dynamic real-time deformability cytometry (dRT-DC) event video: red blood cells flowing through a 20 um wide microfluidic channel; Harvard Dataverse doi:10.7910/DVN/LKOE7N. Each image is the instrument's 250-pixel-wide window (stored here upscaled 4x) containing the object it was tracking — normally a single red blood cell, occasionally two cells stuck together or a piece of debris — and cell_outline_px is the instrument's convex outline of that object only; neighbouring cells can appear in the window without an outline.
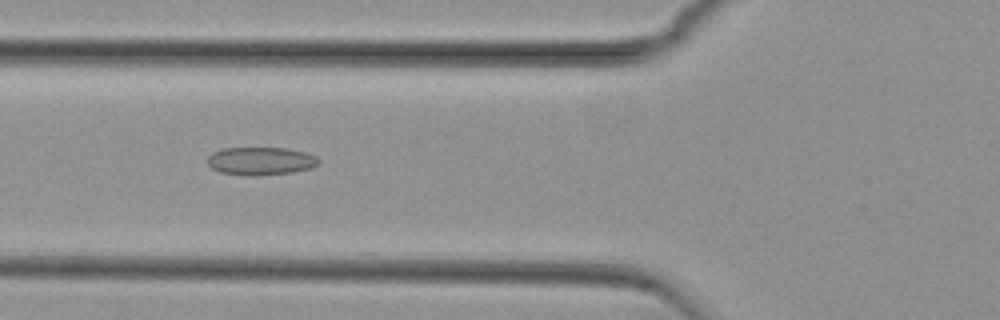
{"species": "common noctule bat (a hibernating species)", "species_latin": "Nyctalus noctula", "temperature_condition": "cold", "stored_images_in_passage": 21, "camera_frame_rate_fps": 3000, "um_per_image_px": 0.085, "animal": {"sex": "female", "body_mass_g": 29.2, "forearm_length_mm": 56.3}, "frame": {"image": 1, "passage_image": 5, "time_ms": 1.333, "image_size_px": [1000, 320], "cell_outline_px": [[320, 160], [312, 168], [292, 172], [252, 176], [220, 172], [212, 168], [208, 164], [208, 156], [212, 152], [224, 148], [288, 148], [304, 152], [316, 156]], "centroid_in_image_um": [22.15, 13.68], "position_along_channel_um": 103.6, "area_um2": 18.03}}
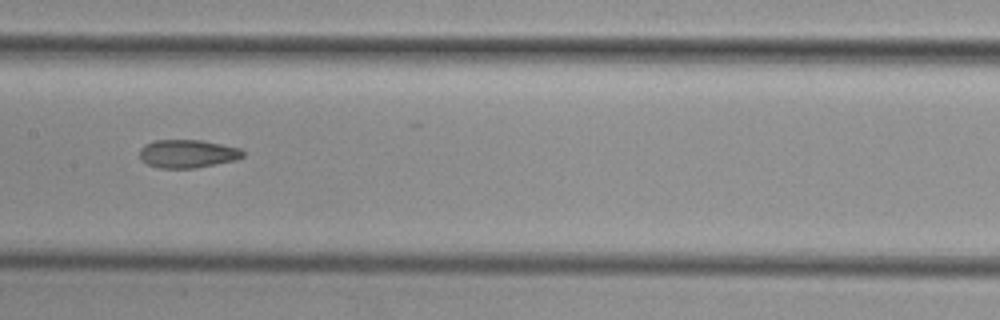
{"frame": {"image": 2, "passage_image": 12, "time_ms": 3.667, "image_size_px": [1000, 320], "cell_outline_px": [[244, 156], [236, 160], [196, 168], [160, 168], [148, 164], [140, 160], [140, 148], [144, 144], [152, 140], [204, 140], [240, 148], [244, 152]], "centroid_in_image_um": [15.94, 13.06], "position_along_channel_um": 191.5, "area_um2": 17.17}}
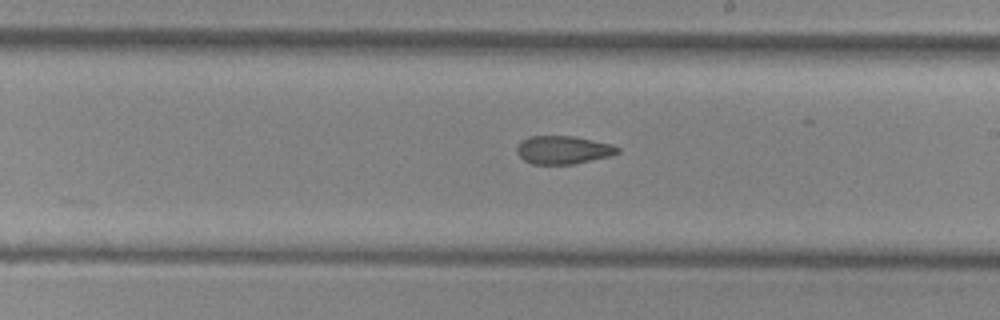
{"frame": {"image": 3, "passage_image": 16, "time_ms": 5.0, "image_size_px": [1000, 320], "cell_outline_px": [[620, 152], [612, 156], [576, 164], [532, 164], [524, 160], [516, 152], [516, 148], [520, 140], [528, 136], [572, 136], [612, 144], [620, 148]], "centroid_in_image_um": [47.87, 12.75], "position_along_channel_um": 241.1, "area_um2": 16.76}}